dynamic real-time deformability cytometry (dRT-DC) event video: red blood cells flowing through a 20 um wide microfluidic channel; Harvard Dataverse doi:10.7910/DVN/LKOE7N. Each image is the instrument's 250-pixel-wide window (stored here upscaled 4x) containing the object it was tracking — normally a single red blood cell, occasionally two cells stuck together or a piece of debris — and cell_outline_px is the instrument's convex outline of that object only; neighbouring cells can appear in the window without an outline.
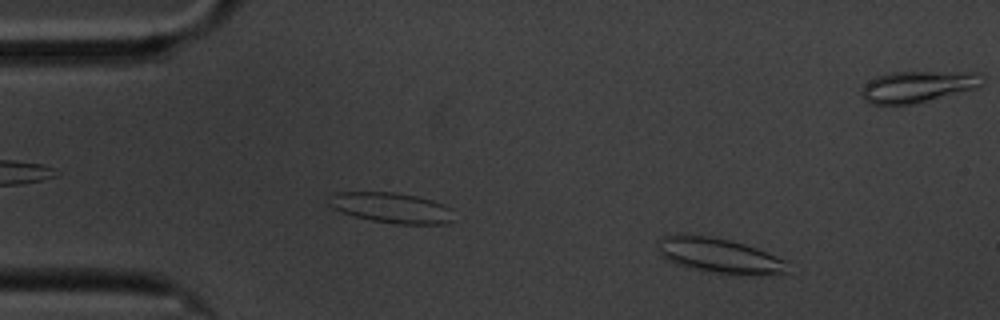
{"species": "common noctule bat (a hibernating species)", "species_latin": "Nyctalus noctula", "temperature_condition": "cold", "stored_images_in_passage": 51, "camera_frame_rate_fps": 3000, "um_per_image_px": 0.085, "animal": {"sex": "male", "body_mass_g": 20.1, "forearm_length_mm": 53.5}, "frame": {"image": 1, "passage_image": 7, "time_ms": 2.0, "image_size_px": [1000, 320], "cell_outline_px": [[788, 272], [760, 276], [740, 276], [712, 272], [692, 268], [676, 264], [664, 256], [660, 252], [660, 240], [664, 236], [708, 236], [732, 240], [756, 248], [788, 260]], "centroid_in_image_um": [61.3, 21.77], "position_along_channel_um": 23.7, "area_um2": 26.18}}
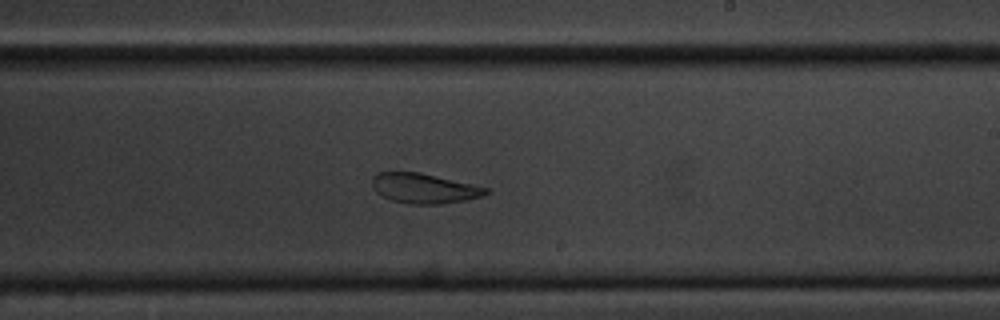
{"frame": {"image": 2, "passage_image": 34, "time_ms": 11.0, "image_size_px": [1000, 320], "cell_outline_px": [[492, 192], [480, 196], [464, 200], [440, 204], [408, 204], [392, 200], [376, 192], [372, 188], [372, 176], [380, 172], [420, 172], [492, 188]], "centroid_in_image_um": [36.08, 16.0], "position_along_channel_um": 252.9, "area_um2": 20.0}}
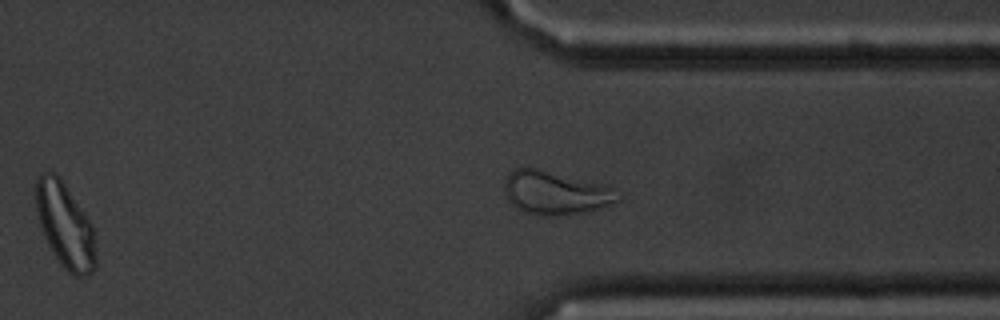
{"frame": {"image": 3, "passage_image": 44, "time_ms": 14.333, "image_size_px": [1000, 320], "cell_outline_px": [[96, 268], [88, 276], [76, 276], [68, 272], [64, 268], [56, 256], [44, 236], [40, 224], [36, 208], [36, 180], [40, 172], [56, 172], [60, 176], [88, 220], [92, 228], [96, 256]], "centroid_in_image_um": [5.52, 19.15], "position_along_channel_um": 405.9, "area_um2": 29.13}, "authors_computed_cell_mechanics": {"area_um2": 23.12, "velocity_mm_per_s": 3.3373, "shape_relaxation_time_tau1_ms": null, "shape_relaxation_time_tau2_ms": 2.7417, "deformation_change_tau1": null, "deformation_change_tau2": 0.1025}}